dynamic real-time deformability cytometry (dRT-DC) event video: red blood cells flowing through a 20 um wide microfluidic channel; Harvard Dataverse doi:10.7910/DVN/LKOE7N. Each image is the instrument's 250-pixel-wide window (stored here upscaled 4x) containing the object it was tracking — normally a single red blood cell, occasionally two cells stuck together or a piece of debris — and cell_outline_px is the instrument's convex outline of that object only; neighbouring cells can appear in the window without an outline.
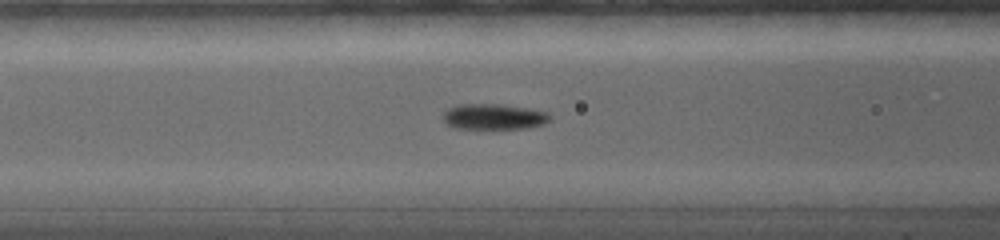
{"species": "common noctule bat (a hibernating species)", "species_latin": "Nyctalus noctula", "temperature_condition": "warm", "stored_images_in_passage": 54, "camera_frame_rate_fps": 5000, "um_per_image_px": 0.085, "animal": {"sex": "female", "body_mass_g": 19.0, "forearm_length_mm": 56.7}, "frame": {"image": 1, "passage_image": 18, "time_ms": 4.8, "image_size_px": [1000, 240], "cell_outline_px": [[552, 116], [544, 124], [528, 128], [456, 128], [448, 124], [444, 120], [444, 112], [448, 108], [460, 104], [500, 104], [528, 108], [548, 112]], "centroid_in_image_um": [42.01, 9.91], "position_along_channel_um": 124.6, "area_um2": 15.84}}
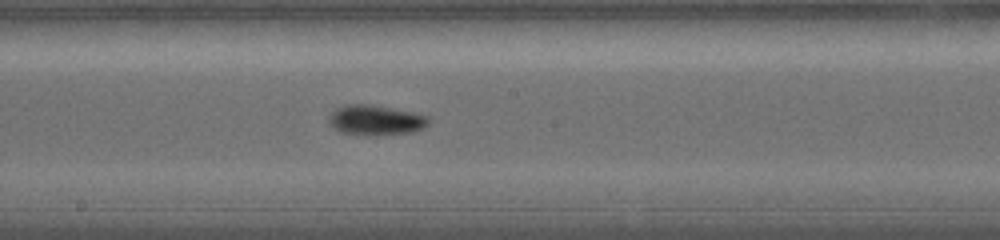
{"frame": {"image": 2, "passage_image": 25, "time_ms": 7.2, "image_size_px": [1000, 240], "cell_outline_px": [[432, 120], [424, 128], [412, 132], [364, 136], [340, 132], [328, 120], [332, 112], [336, 108], [348, 104], [368, 104], [412, 112], [428, 116]], "centroid_in_image_um": [31.96, 10.22], "position_along_channel_um": 216.2, "area_um2": 17.4}}
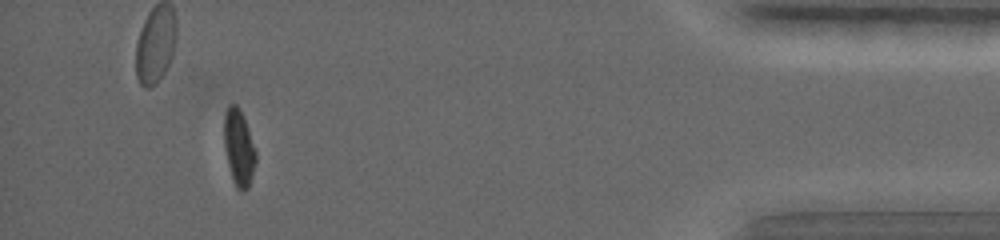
{"frame": {"image": 3, "passage_image": 46, "time_ms": 14.2, "image_size_px": [1000, 240], "cell_outline_px": [[256, 160], [252, 176], [248, 188], [240, 192], [236, 188], [232, 180], [224, 148], [224, 112], [228, 104], [236, 104], [240, 108], [256, 152]], "centroid_in_image_um": [20.28, 12.55], "position_along_channel_um": 414.9, "area_um2": 14.16}, "authors_computed_cell_mechanics": {"area_um2": 15.5482, "velocity_mm_per_s": 3.8303, "shape_relaxation_time_tau1_ms": 3.4339, "shape_relaxation_time_tau2_ms": null, "deformation_change_tau1": 0.1648, "deformation_change_tau2": null}}